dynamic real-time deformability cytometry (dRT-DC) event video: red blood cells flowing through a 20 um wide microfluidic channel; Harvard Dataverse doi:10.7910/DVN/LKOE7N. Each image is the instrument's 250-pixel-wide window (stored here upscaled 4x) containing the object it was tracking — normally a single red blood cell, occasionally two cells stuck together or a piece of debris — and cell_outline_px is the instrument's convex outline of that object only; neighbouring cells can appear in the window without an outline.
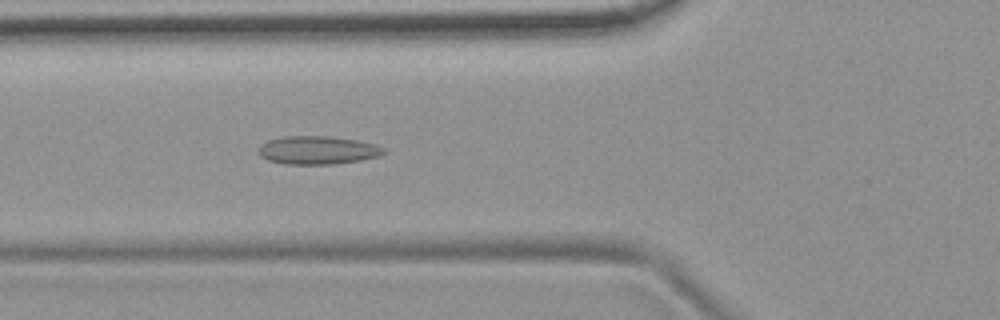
{"species": "common noctule bat (a hibernating species)", "species_latin": "Nyctalus noctula", "temperature_condition": "room temperature", "stored_images_in_passage": 54, "camera_frame_rate_fps": 3000, "um_per_image_px": 0.085, "animal": {"sex": "female", "body_mass_g": 19.9}, "frame": {"image": 1, "passage_image": 20, "time_ms": 6.333, "image_size_px": [1000, 320], "cell_outline_px": [[388, 152], [380, 156], [360, 160], [332, 164], [284, 164], [268, 160], [260, 156], [256, 152], [260, 144], [268, 140], [284, 136], [328, 136], [356, 140], [376, 144], [384, 148]], "centroid_in_image_um": [26.98, 12.76], "position_along_channel_um": 98.8, "area_um2": 20.81}}
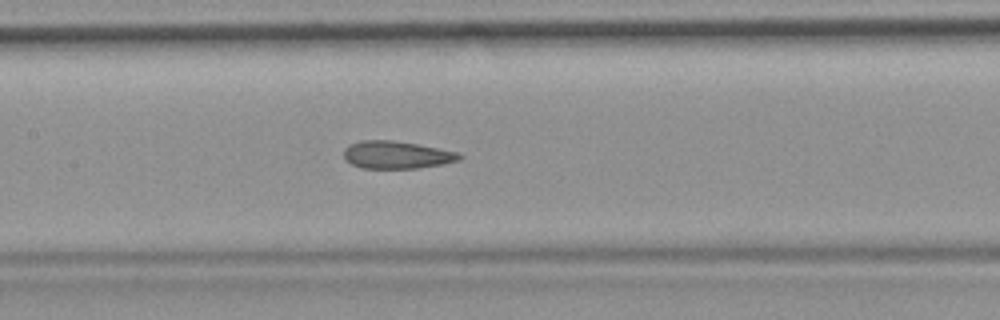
{"frame": {"image": 2, "passage_image": 26, "time_ms": 8.333, "image_size_px": [1000, 320], "cell_outline_px": [[464, 156], [460, 160], [444, 164], [416, 168], [360, 168], [344, 160], [344, 148], [348, 144], [360, 140], [392, 140], [416, 144], [456, 152]], "centroid_in_image_um": [33.67, 13.16], "position_along_channel_um": 173.7, "area_um2": 18.61}}
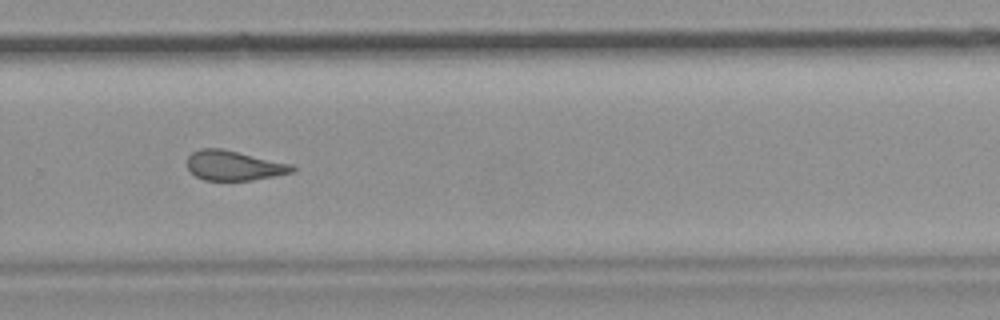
{"frame": {"image": 3, "passage_image": 37, "time_ms": 12.0, "image_size_px": [1000, 320], "cell_outline_px": [[296, 168], [292, 172], [252, 180], [204, 180], [196, 176], [188, 168], [188, 156], [192, 152], [200, 148], [220, 148], [292, 164]], "centroid_in_image_um": [19.86, 14.06], "position_along_channel_um": 309.9, "area_um2": 17.98}, "authors_computed_cell_mechanics": {"area_um2": 19.7965, "velocity_mm_per_s": 3.7401, "shape_relaxation_time_tau1_ms": null, "shape_relaxation_time_tau2_ms": 2.4318, "deformation_change_tau1": null, "deformation_change_tau2": 0.1133}}